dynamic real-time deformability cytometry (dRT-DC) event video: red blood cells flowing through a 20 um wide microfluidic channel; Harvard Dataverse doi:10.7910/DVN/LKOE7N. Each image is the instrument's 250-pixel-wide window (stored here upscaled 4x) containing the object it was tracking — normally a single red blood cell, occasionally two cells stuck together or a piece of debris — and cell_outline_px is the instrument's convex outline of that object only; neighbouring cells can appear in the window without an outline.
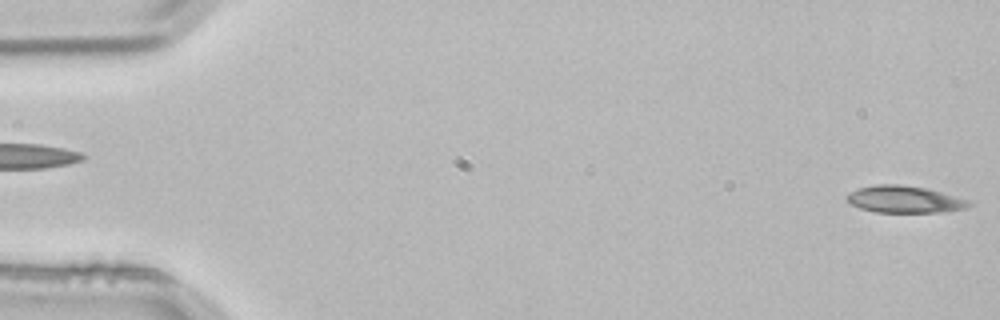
{"species": "common noctule bat (a hibernating species)", "species_latin": "Nyctalus noctula", "temperature_condition": "room temperature", "stored_images_in_passage": 3, "segment_of_instrument_passage": [2, 2], "camera_frame_rate_fps": 3000, "um_per_image_px": 0.085, "animal": {"sex": "male", "body_mass_g": 21.5, "forearm_length_mm": 52.0}, "frame": {"image": 1, "passage_image": 3, "time_ms": 0.667, "image_size_px": [1000, 320], "cell_outline_px": [[972, 204], [964, 208], [940, 212], [872, 212], [848, 204], [844, 200], [844, 196], [848, 192], [860, 188], [876, 184], [896, 184], [924, 188], [940, 192], [968, 200]], "centroid_in_image_um": [76.76, 16.95], "position_along_channel_um": 8.2, "area_um2": 19.13}}